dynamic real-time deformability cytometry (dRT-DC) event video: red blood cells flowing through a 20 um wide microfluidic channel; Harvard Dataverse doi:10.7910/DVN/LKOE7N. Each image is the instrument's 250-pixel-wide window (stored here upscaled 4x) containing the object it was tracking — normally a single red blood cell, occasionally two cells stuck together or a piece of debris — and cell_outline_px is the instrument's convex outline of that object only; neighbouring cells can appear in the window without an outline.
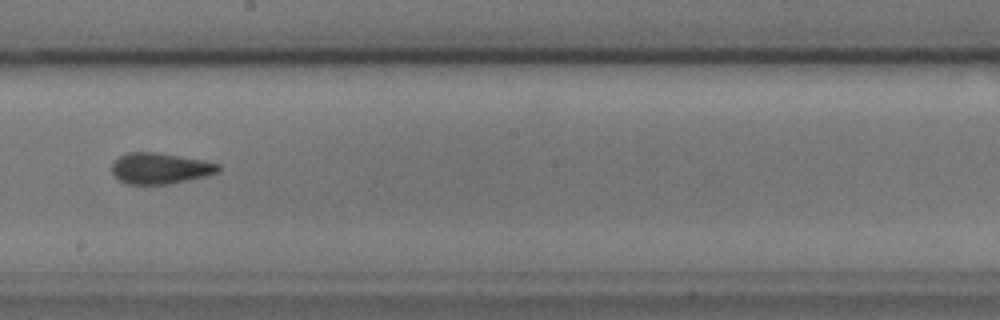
{"species": "common noctule bat (a hibernating species)", "species_latin": "Nyctalus noctula", "temperature_condition": "cold", "stored_images_in_passage": 43, "camera_frame_rate_fps": 3000, "um_per_image_px": 0.085, "animal": {"sex": "male", "body_mass_g": 17.9, "forearm_length_mm": 54.2}, "frame": {"image": 1, "passage_image": 19, "time_ms": 6.0, "image_size_px": [1000, 320], "cell_outline_px": [[220, 172], [204, 176], [168, 184], [124, 184], [112, 172], [112, 164], [120, 156], [128, 152], [156, 152], [200, 160], [220, 164]], "centroid_in_image_um": [13.59, 14.31], "position_along_channel_um": 234.6, "area_um2": 18.96}}
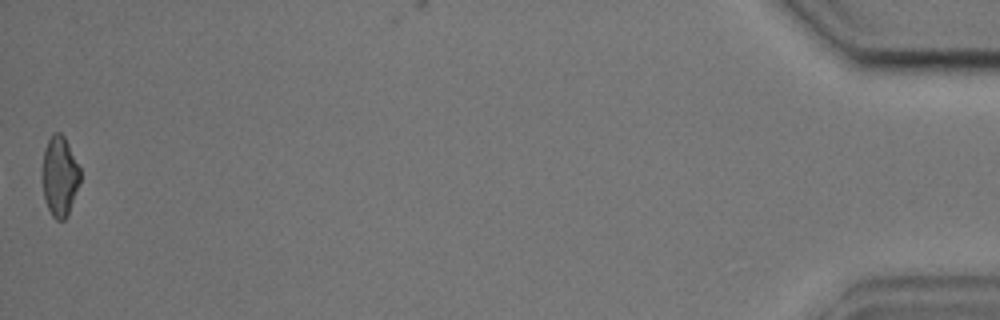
{"frame": {"image": 2, "passage_image": 43, "time_ms": 14.0, "image_size_px": [1000, 320], "cell_outline_px": [[80, 180], [68, 216], [64, 220], [56, 220], [52, 216], [48, 208], [44, 196], [44, 148], [52, 132], [60, 132], [64, 136], [80, 168]], "centroid_in_image_um": [5.1, 14.98], "position_along_channel_um": 430.1, "area_um2": 17.28}, "authors_computed_cell_mechanics": {"area_um2": 19.0162, "velocity_mm_per_s": 3.6657, "shape_relaxation_time_tau1_ms": 4.604, "shape_relaxation_time_tau2_ms": 2.0125, "deformation_change_tau1": 0.0958, "deformation_change_tau2": 0.0864}}